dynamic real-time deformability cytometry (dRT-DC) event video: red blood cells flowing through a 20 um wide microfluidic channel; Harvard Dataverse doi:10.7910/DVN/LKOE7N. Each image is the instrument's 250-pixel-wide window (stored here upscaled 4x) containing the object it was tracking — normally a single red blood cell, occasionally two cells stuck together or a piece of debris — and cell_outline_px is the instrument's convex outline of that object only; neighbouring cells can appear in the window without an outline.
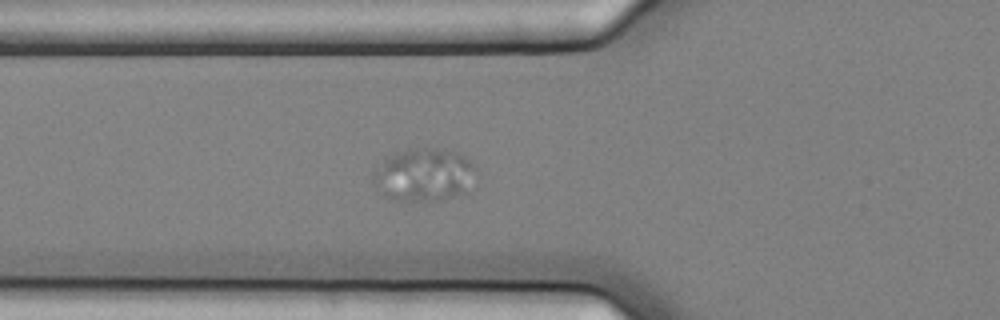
{"species": "common noctule bat (a hibernating species)", "species_latin": "Nyctalus noctula", "temperature_condition": "cold", "stored_images_in_passage": 7, "camera_frame_rate_fps": 3000, "um_per_image_px": 0.085, "animal": {"sex": "female", "body_mass_g": 25.1}, "frame": {"image": 1, "passage_image": 7, "time_ms": 2.0, "image_size_px": [1000, 320], "cell_outline_px": [[476, 168], [468, 192], [436, 200], [388, 200], [372, 184], [368, 176], [384, 156], [408, 148], [432, 148], [456, 152], [464, 156]], "centroid_in_image_um": [35.92, 14.85], "position_along_channel_um": 89.9, "area_um2": 32.31}}